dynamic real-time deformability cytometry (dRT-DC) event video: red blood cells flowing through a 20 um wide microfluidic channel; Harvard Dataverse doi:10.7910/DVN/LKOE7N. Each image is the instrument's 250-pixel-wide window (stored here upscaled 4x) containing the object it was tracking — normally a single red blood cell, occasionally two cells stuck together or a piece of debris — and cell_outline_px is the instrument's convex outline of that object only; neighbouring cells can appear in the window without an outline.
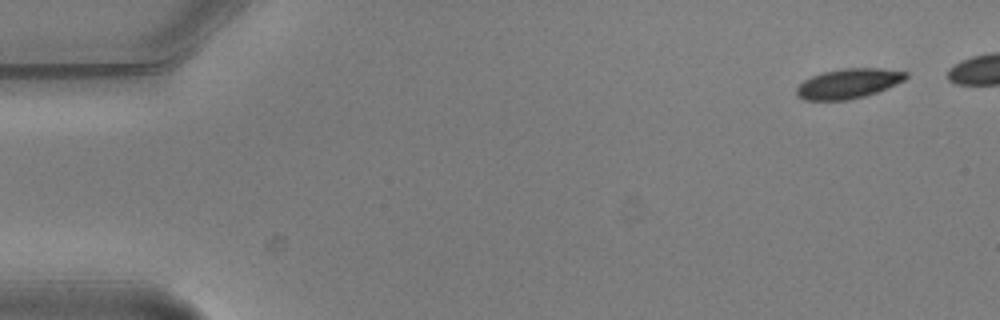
{"species": "common noctule bat (a hibernating species)", "species_latin": "Nyctalus noctula", "temperature_condition": "warm", "stored_images_in_passage": 7, "segment_of_instrument_passage": [1, 2], "camera_frame_rate_fps": 3000, "um_per_image_px": 0.085, "animal": {"sex": "male", "body_mass_g": 20.5, "forearm_length_mm": 52.5}, "frame": {"image": 1, "passage_image": 1, "time_ms": 0.0, "image_size_px": [1000, 320], "cell_outline_px": [[908, 76], [904, 80], [896, 84], [876, 92], [864, 96], [848, 100], [804, 100], [796, 96], [796, 88], [804, 80], [812, 76], [824, 72], [844, 68], [880, 68], [908, 72]], "centroid_in_image_um": [72.1, 7.1], "position_along_channel_um": 12.9, "area_um2": 18.9}}
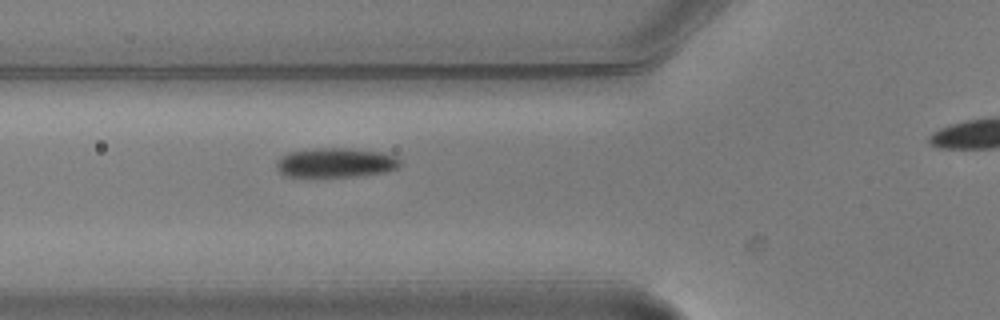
{"frame": {"image": 2, "passage_image": 6, "time_ms": 1.667, "image_size_px": [1000, 320], "cell_outline_px": [[404, 160], [396, 168], [384, 172], [356, 176], [284, 176], [276, 168], [276, 164], [280, 156], [288, 152], [324, 148], [344, 148], [380, 152], [396, 156]], "centroid_in_image_um": [28.54, 13.82], "position_along_channel_um": 97.3, "area_um2": 21.04}}